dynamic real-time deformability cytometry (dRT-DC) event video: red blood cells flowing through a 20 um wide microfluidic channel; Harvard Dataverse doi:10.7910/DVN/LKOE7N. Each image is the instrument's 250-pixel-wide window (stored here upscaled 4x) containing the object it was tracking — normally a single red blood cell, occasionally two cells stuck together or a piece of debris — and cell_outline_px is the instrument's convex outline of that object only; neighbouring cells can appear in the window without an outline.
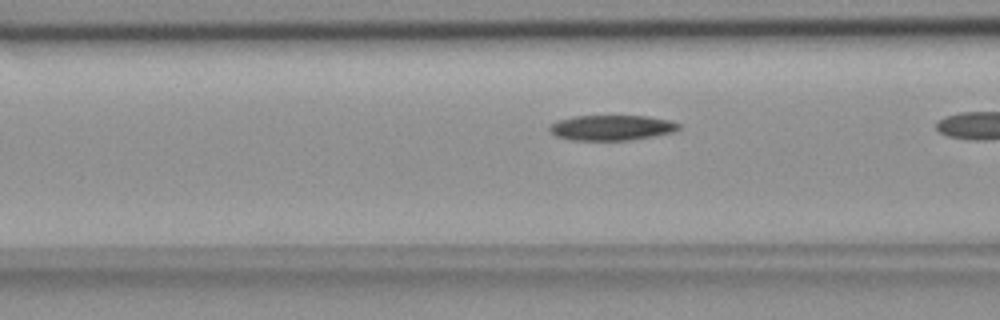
{"species": "common noctule bat (a hibernating species)", "species_latin": "Nyctalus noctula", "temperature_condition": "room temperature", "stored_images_in_passage": 7, "camera_frame_rate_fps": 3000, "um_per_image_px": 0.085, "animal": {"sex": "female", "body_mass_g": 18.4}, "frame": {"image": 1, "passage_image": 4, "time_ms": 1.0, "image_size_px": [1000, 320], "cell_outline_px": [[680, 128], [672, 132], [652, 136], [628, 140], [572, 140], [556, 136], [548, 128], [556, 120], [572, 116], [648, 116], [672, 120], [680, 124]], "centroid_in_image_um": [51.99, 10.84], "position_along_channel_um": 114.6, "area_um2": 19.02}}